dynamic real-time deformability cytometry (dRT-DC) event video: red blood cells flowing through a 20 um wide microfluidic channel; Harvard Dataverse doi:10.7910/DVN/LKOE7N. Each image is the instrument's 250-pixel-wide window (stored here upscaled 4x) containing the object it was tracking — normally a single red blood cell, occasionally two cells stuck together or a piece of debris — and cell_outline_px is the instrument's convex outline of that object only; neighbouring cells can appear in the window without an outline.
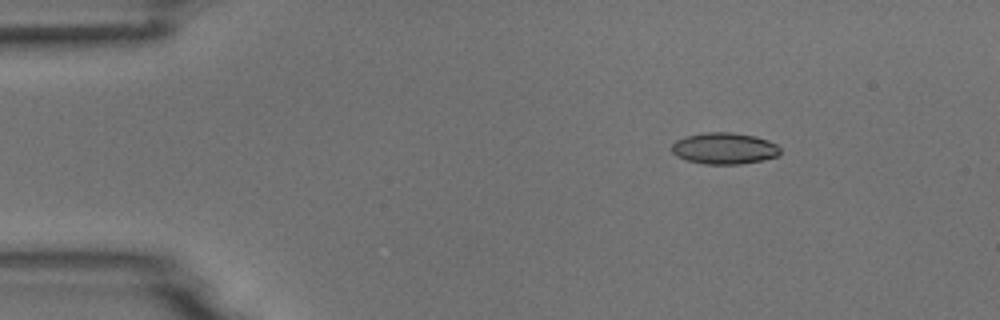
{"species": "common noctule bat (a hibernating species)", "species_latin": "Nyctalus noctula", "temperature_condition": "room temperature", "stored_images_in_passage": 3, "camera_frame_rate_fps": 3000, "um_per_image_px": 0.085, "animal": {"sex": "male", "body_mass_g": 18.8}, "frame": {"image": 1, "passage_image": 1, "time_ms": 0.0, "image_size_px": [1000, 320], "cell_outline_px": [[780, 152], [776, 156], [764, 160], [740, 164], [704, 164], [688, 160], [676, 156], [672, 152], [672, 144], [676, 140], [684, 136], [704, 132], [732, 132], [756, 136], [768, 140], [776, 144], [780, 148]], "centroid_in_image_um": [61.56, 12.6], "position_along_channel_um": 23.4, "area_um2": 20.0}}